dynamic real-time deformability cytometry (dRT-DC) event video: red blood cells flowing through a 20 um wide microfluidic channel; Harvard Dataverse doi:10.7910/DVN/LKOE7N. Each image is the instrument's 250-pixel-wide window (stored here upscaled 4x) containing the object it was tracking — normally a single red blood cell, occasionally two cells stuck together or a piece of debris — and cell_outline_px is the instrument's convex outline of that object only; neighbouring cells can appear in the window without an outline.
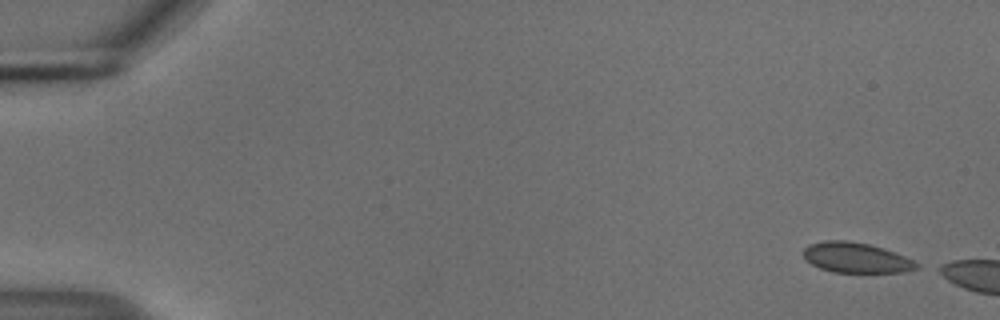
{"species": "common noctule bat (a hibernating species)", "species_latin": "Nyctalus noctula", "temperature_condition": "cold", "stored_images_in_passage": 10, "camera_frame_rate_fps": 3000, "um_per_image_px": 0.085, "animal": {"sex": "male", "body_mass_g": 18.8}, "frame": {"image": 1, "passage_image": 1, "time_ms": 0.0, "image_size_px": [1000, 320], "cell_outline_px": [[920, 268], [904, 272], [832, 272], [820, 268], [804, 260], [804, 248], [808, 244], [824, 240], [844, 240], [868, 244], [884, 248], [904, 256], [920, 264]], "centroid_in_image_um": [72.76, 21.9], "position_along_channel_um": 12.2, "area_um2": 20.0}}